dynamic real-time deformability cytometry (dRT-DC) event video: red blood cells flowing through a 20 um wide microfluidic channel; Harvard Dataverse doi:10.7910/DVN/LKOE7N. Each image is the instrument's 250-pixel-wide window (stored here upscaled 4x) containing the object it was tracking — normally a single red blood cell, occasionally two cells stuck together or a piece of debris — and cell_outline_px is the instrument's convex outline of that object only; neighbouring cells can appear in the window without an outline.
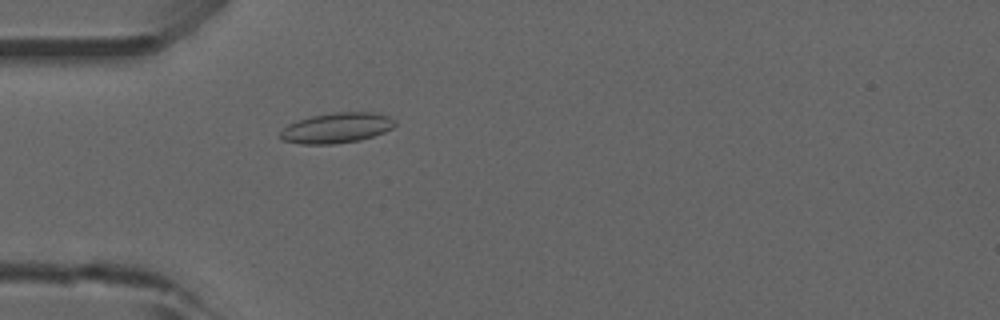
{"species": "common noctule bat (a hibernating species)", "species_latin": "Nyctalus noctula", "temperature_condition": "room temperature", "stored_images_in_passage": 53, "camera_frame_rate_fps": 3000, "um_per_image_px": 0.085, "animal": {"sex": "male", "forearm_length_mm": 52.5}, "frame": {"image": 1, "passage_image": 16, "time_ms": 5.0, "image_size_px": [1000, 320], "cell_outline_px": [[396, 124], [392, 128], [384, 132], [360, 140], [332, 144], [300, 144], [280, 140], [280, 132], [288, 124], [296, 120], [312, 116], [336, 112], [372, 112], [388, 116], [396, 120]], "centroid_in_image_um": [28.6, 10.87], "position_along_channel_um": 56.4, "area_um2": 20.29}}
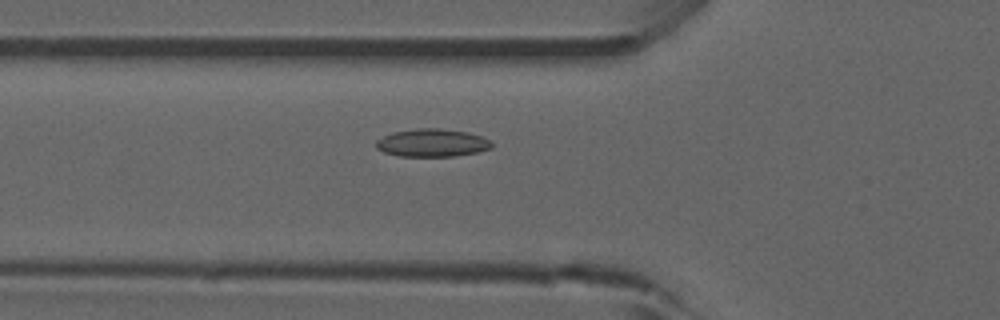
{"frame": {"image": 2, "passage_image": 19, "time_ms": 6.0, "image_size_px": [1000, 320], "cell_outline_px": [[492, 148], [476, 152], [456, 156], [400, 156], [384, 152], [376, 148], [376, 140], [392, 132], [416, 128], [440, 128], [468, 132], [492, 140]], "centroid_in_image_um": [36.74, 12.13], "position_along_channel_um": 89.1, "area_um2": 18.84}}
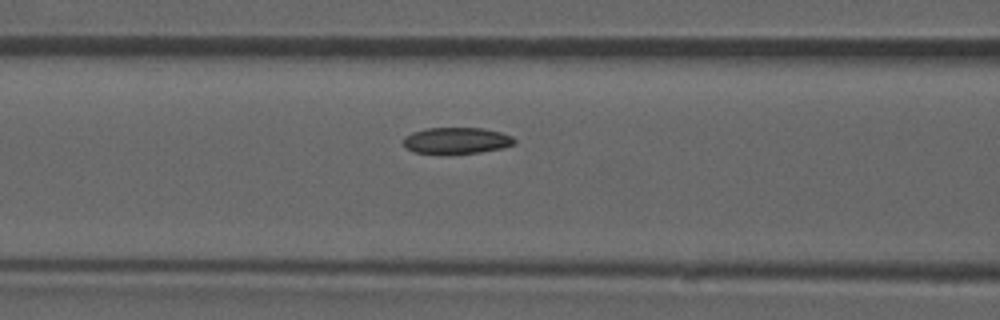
{"frame": {"image": 3, "passage_image": 22, "time_ms": 7.0, "image_size_px": [1000, 320], "cell_outline_px": [[516, 144], [504, 148], [480, 152], [440, 156], [412, 152], [400, 140], [404, 136], [412, 132], [428, 128], [484, 128], [500, 132], [512, 136], [516, 140]], "centroid_in_image_um": [38.77, 11.98], "position_along_channel_um": 127.8, "area_um2": 17.8}}